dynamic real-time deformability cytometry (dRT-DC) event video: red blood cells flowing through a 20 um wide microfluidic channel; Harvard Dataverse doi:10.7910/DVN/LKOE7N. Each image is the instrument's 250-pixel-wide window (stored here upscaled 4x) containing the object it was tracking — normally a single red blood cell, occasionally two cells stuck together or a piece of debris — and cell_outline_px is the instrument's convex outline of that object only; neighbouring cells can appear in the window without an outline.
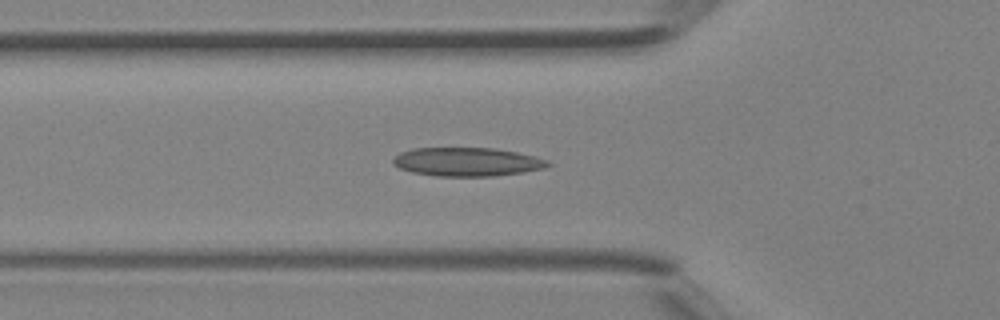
{"species": "Egyptian fruit bat (a non-hibernating species)", "species_latin": "Rousettus aegyptiacus", "temperature_condition": "room temperature", "stored_images_in_passage": 28, "camera_frame_rate_fps": 3000, "um_per_image_px": 0.085, "animal": {"sex": "female"}, "frame": {"image": 1, "passage_image": 4, "time_ms": 1.0, "image_size_px": [1000, 320], "cell_outline_px": [[552, 164], [544, 168], [524, 172], [492, 176], [436, 176], [412, 172], [400, 168], [392, 164], [392, 160], [400, 152], [412, 148], [496, 148], [536, 156], [548, 160]], "centroid_in_image_um": [39.71, 13.75], "position_along_channel_um": 86.1, "area_um2": 25.95}}
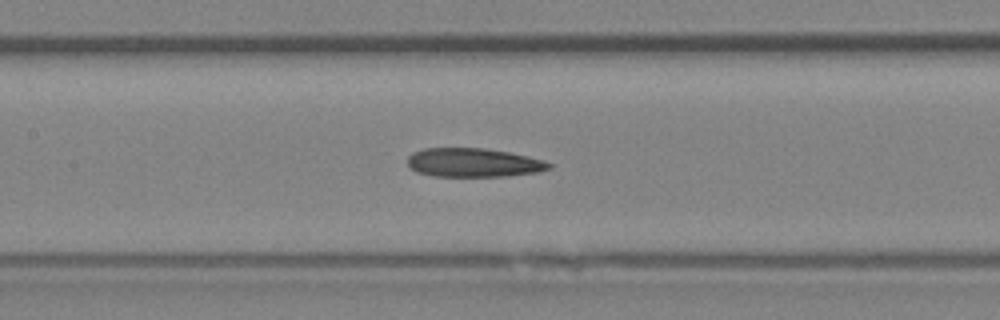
{"frame": {"image": 2, "passage_image": 9, "time_ms": 2.667, "image_size_px": [1000, 320], "cell_outline_px": [[552, 168], [536, 172], [508, 176], [436, 176], [416, 172], [408, 164], [408, 156], [412, 152], [424, 148], [484, 148], [508, 152], [528, 156], [544, 160], [552, 164]], "centroid_in_image_um": [40.25, 13.82], "position_along_channel_um": 167.1, "area_um2": 23.76}}
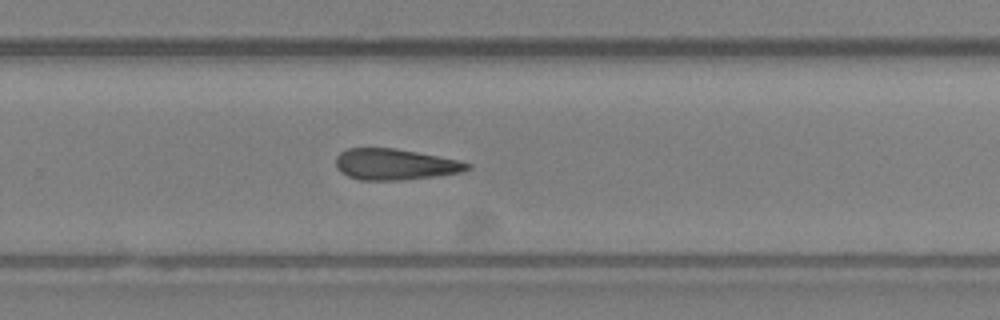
{"frame": {"image": 3, "passage_image": 17, "time_ms": 5.333, "image_size_px": [1000, 320], "cell_outline_px": [[472, 168], [460, 172], [436, 176], [404, 180], [360, 180], [348, 176], [336, 168], [336, 156], [340, 152], [348, 148], [396, 148], [460, 160], [472, 164]], "centroid_in_image_um": [33.59, 13.97], "position_along_channel_um": 296.2, "area_um2": 23.93}}